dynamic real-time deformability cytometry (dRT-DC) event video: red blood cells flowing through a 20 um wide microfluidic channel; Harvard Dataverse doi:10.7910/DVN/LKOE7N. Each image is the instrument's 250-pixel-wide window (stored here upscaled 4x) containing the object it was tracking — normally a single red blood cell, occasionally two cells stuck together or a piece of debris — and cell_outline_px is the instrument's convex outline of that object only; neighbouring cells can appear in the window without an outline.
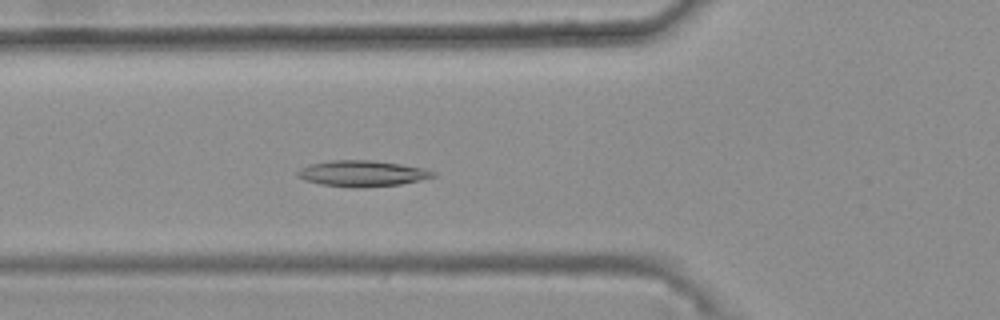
{"species": "common noctule bat (a hibernating species)", "species_latin": "Nyctalus noctula", "temperature_condition": "warm", "stored_images_in_passage": 39, "camera_frame_rate_fps": 3000, "um_per_image_px": 0.085, "animal": {"sex": "female", "body_mass_g": 25.1}, "frame": {"image": 1, "passage_image": 17, "time_ms": 5.333, "image_size_px": [1000, 320], "cell_outline_px": [[436, 176], [420, 180], [400, 184], [360, 188], [352, 188], [320, 184], [304, 180], [296, 176], [296, 172], [300, 168], [312, 164], [332, 160], [372, 160], [400, 164], [424, 168], [436, 172]], "centroid_in_image_um": [30.78, 14.75], "position_along_channel_um": 95.0, "area_um2": 20.58}}
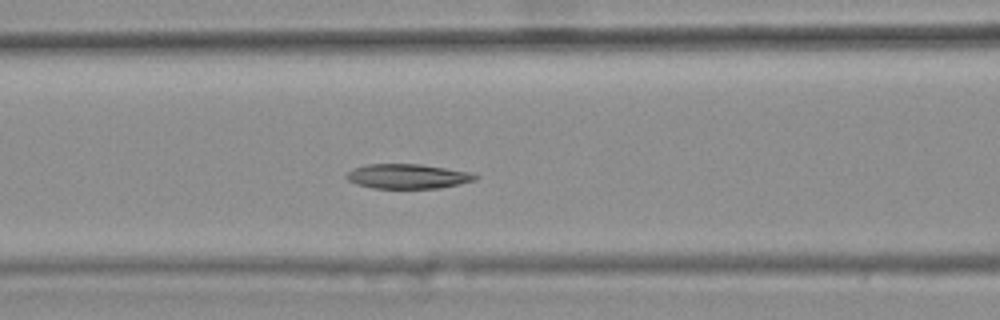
{"frame": {"image": 2, "passage_image": 20, "time_ms": 6.333, "image_size_px": [1000, 320], "cell_outline_px": [[480, 176], [476, 180], [440, 188], [372, 188], [356, 184], [348, 180], [344, 176], [352, 168], [364, 164], [420, 164], [472, 172]], "centroid_in_image_um": [34.64, 14.98], "position_along_channel_um": 132.0, "area_um2": 18.67}}
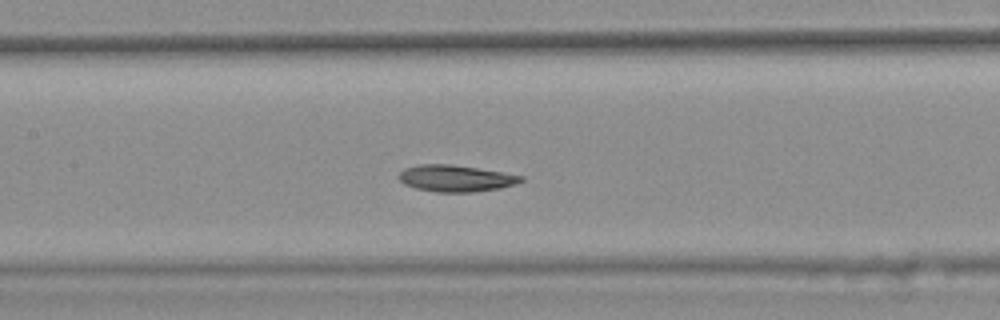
{"frame": {"image": 3, "passage_image": 23, "time_ms": 7.333, "image_size_px": [1000, 320], "cell_outline_px": [[524, 180], [516, 184], [500, 188], [472, 192], [436, 192], [416, 188], [404, 184], [396, 176], [404, 168], [420, 164], [452, 164], [524, 176]], "centroid_in_image_um": [38.71, 15.16], "position_along_channel_um": 168.7, "area_um2": 18.9}}